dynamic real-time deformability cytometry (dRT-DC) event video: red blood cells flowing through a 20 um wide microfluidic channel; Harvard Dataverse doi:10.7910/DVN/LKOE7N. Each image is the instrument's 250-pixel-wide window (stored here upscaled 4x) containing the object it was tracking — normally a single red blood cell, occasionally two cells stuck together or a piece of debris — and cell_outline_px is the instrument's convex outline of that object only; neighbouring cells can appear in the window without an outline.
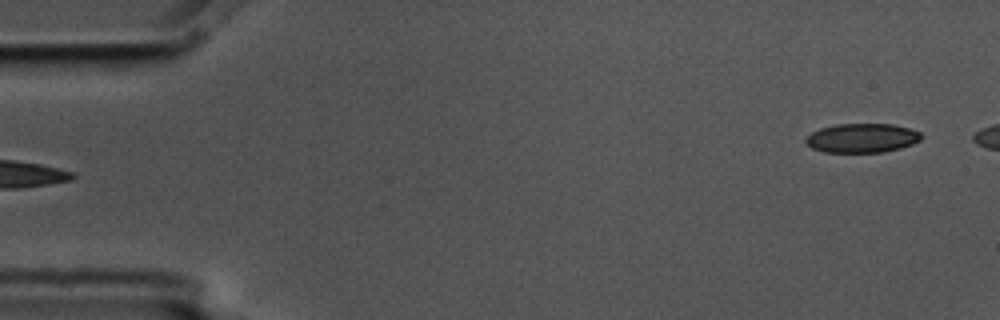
{"species": "common noctule bat (a hibernating species)", "species_latin": "Nyctalus noctula", "temperature_condition": "cold", "stored_images_in_passage": 4, "camera_frame_rate_fps": 3000, "um_per_image_px": 0.085, "animal": {"sex": "male", "body_mass_g": 17.5, "forearm_length_mm": 52.3}, "frame": {"image": 1, "passage_image": 4, "time_ms": 1.0, "image_size_px": [1000, 320], "cell_outline_px": [[924, 136], [920, 140], [912, 144], [900, 148], [884, 152], [824, 152], [812, 148], [804, 140], [812, 132], [820, 128], [836, 124], [892, 124], [912, 128], [920, 132]], "centroid_in_image_um": [73.31, 11.73], "position_along_channel_um": 11.7, "area_um2": 19.71}}